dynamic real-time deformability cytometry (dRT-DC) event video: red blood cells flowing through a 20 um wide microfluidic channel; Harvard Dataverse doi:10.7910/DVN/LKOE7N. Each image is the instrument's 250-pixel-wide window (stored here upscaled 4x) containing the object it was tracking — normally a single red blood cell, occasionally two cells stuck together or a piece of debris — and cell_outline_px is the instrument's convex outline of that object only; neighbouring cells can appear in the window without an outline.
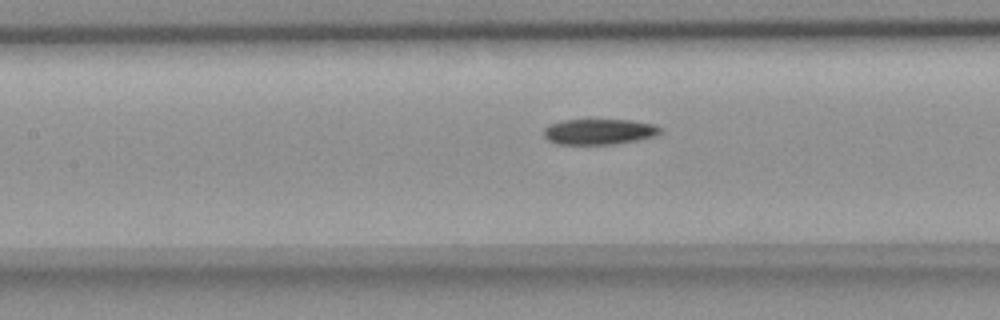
{"species": "common noctule bat (a hibernating species)", "species_latin": "Nyctalus noctula", "temperature_condition": "room temperature", "stored_images_in_passage": 37, "camera_frame_rate_fps": 3000, "um_per_image_px": 0.085, "animal": {"sex": "female", "body_mass_g": 18.4}, "frame": {"image": 1, "passage_image": 19, "time_ms": 6.0, "image_size_px": [1000, 320], "cell_outline_px": [[660, 132], [652, 136], [636, 140], [612, 144], [556, 144], [548, 140], [544, 136], [544, 128], [548, 124], [564, 120], [628, 120], [656, 124], [660, 128]], "centroid_in_image_um": [50.87, 11.19], "position_along_channel_um": 156.5, "area_um2": 17.22}}
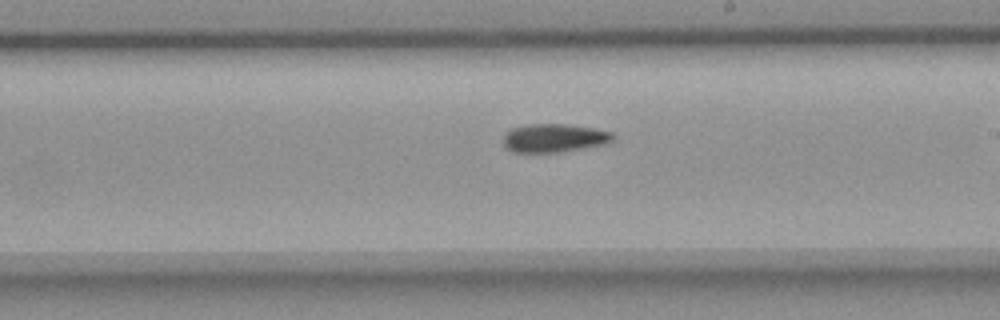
{"frame": {"image": 2, "passage_image": 26, "time_ms": 8.333, "image_size_px": [1000, 320], "cell_outline_px": [[616, 136], [612, 140], [604, 144], [584, 148], [556, 152], [512, 152], [504, 144], [504, 132], [512, 128], [528, 124], [568, 124], [592, 128], [612, 132]], "centroid_in_image_um": [47.1, 11.72], "position_along_channel_um": 241.9, "area_um2": 18.09}}
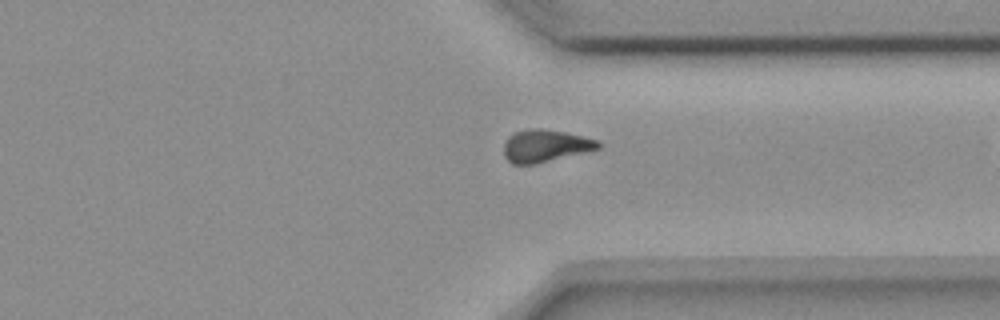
{"frame": {"image": 3, "passage_image": 36, "time_ms": 11.667, "image_size_px": [1000, 320], "cell_outline_px": [[600, 148], [536, 164], [512, 164], [504, 156], [504, 144], [508, 136], [516, 132], [532, 128], [540, 128], [564, 132], [584, 136], [600, 140]], "centroid_in_image_um": [46.35, 12.39], "position_along_channel_um": 365.1, "area_um2": 17.74}}